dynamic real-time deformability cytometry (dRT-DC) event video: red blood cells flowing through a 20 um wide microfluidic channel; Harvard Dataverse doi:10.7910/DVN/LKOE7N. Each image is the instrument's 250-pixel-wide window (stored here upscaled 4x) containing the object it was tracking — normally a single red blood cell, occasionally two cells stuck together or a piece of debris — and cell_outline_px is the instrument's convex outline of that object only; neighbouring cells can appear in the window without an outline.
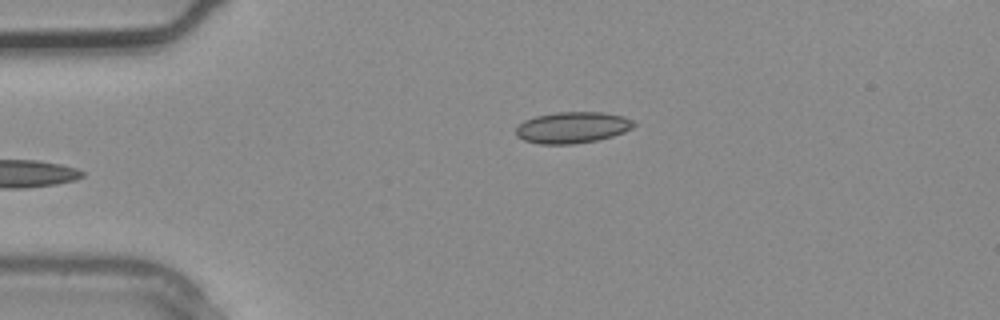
{"species": "common noctule bat (a hibernating species)", "species_latin": "Nyctalus noctula", "temperature_condition": "warm", "stored_images_in_passage": 4, "camera_frame_rate_fps": 3000, "um_per_image_px": 0.085, "animal": {"sex": "male", "body_mass_g": 20.4}, "frame": {"image": 1, "passage_image": 4, "time_ms": 1.0, "image_size_px": [1000, 320], "cell_outline_px": [[636, 124], [632, 128], [624, 132], [612, 136], [596, 140], [572, 144], [536, 144], [524, 140], [516, 136], [516, 128], [524, 120], [536, 116], [556, 112], [604, 112], [624, 116], [632, 120]], "centroid_in_image_um": [48.65, 10.83], "position_along_channel_um": 36.4, "area_um2": 21.56}}